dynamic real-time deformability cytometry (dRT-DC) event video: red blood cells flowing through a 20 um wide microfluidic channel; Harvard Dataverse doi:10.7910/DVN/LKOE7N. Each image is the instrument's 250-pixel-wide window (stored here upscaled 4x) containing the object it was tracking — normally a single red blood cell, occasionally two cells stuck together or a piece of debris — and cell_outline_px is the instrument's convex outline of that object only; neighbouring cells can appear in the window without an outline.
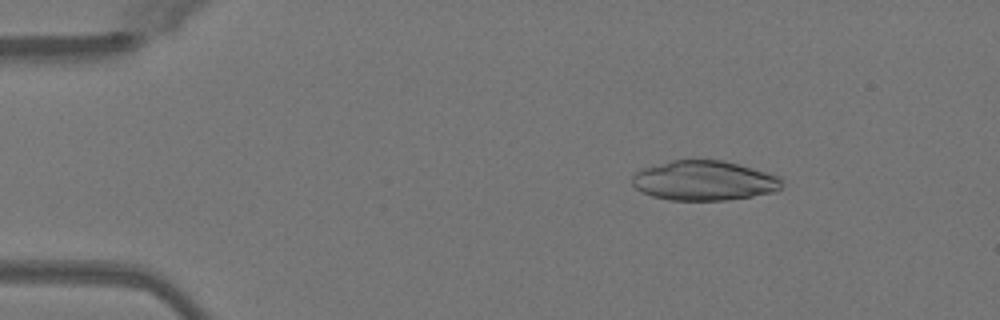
{"species": "Egyptian fruit bat (a non-hibernating species)", "species_latin": "Rousettus aegyptiacus", "temperature_condition": "warm", "stored_images_in_passage": 46, "camera_frame_rate_fps": 3000, "um_per_image_px": 0.085, "animal": {"sex": "female"}, "frame": {"image": 1, "passage_image": 4, "time_ms": 1.0, "image_size_px": [1000, 320], "cell_outline_px": [[784, 180], [780, 188], [776, 192], [728, 200], [668, 200], [652, 196], [636, 188], [632, 184], [632, 176], [640, 168], [672, 160], [724, 160], [780, 176]], "centroid_in_image_um": [59.86, 15.35], "position_along_channel_um": 25.1, "area_um2": 34.85}}